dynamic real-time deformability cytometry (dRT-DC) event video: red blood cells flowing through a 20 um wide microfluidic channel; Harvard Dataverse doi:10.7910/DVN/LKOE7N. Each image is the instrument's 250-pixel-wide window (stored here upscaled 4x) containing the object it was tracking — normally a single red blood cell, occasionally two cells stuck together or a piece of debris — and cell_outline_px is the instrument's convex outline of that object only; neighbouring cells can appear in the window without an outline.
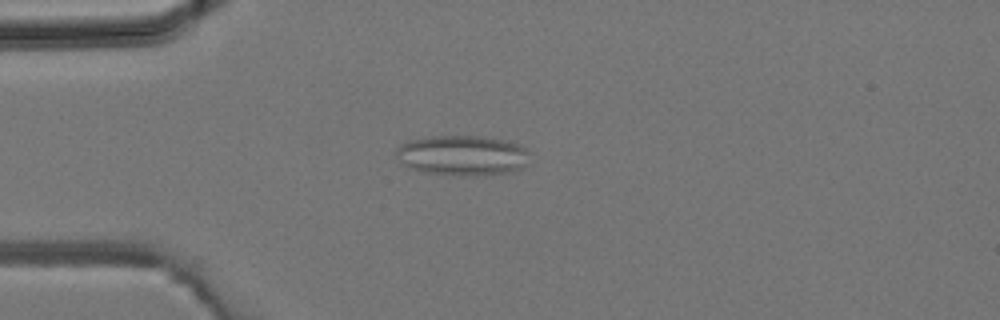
{"species": "common noctule bat (a hibernating species)", "species_latin": "Nyctalus noctula", "temperature_condition": "room temperature", "stored_images_in_passage": 42, "segment_of_instrument_passage": [1, 2], "camera_frame_rate_fps": 3000, "um_per_image_px": 0.085, "animal": {"sex": "male", "body_mass_g": 19.2, "forearm_length_mm": 51.8}, "frame": {"image": 1, "passage_image": 11, "time_ms": 3.333, "image_size_px": [1000, 320], "cell_outline_px": [[528, 164], [524, 168], [504, 172], [476, 176], [460, 176], [420, 172], [408, 168], [400, 164], [396, 152], [396, 148], [400, 144], [412, 140], [432, 136], [484, 136], [504, 140], [516, 144], [524, 148], [528, 152]], "centroid_in_image_um": [39.26, 13.22], "position_along_channel_um": 45.7, "area_um2": 31.5}}